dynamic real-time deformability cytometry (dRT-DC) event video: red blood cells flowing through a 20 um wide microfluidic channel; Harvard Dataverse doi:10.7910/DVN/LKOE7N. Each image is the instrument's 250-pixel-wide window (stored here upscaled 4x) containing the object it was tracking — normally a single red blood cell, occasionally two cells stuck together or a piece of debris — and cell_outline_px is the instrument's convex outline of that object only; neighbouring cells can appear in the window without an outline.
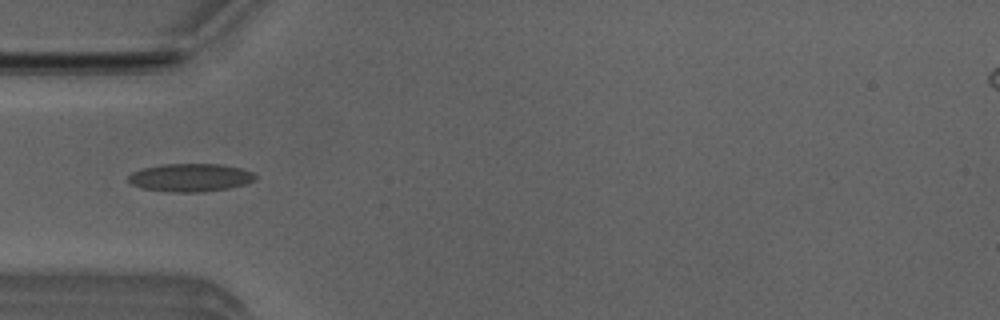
{"species": "Egyptian fruit bat (a non-hibernating species)", "species_latin": "Rousettus aegyptiacus", "temperature_condition": "room temperature", "stored_images_in_passage": 8, "camera_frame_rate_fps": 3000, "um_per_image_px": 0.085, "animal": {"sex": "male"}, "frame": {"image": 1, "passage_image": 5, "time_ms": 1.333, "image_size_px": [1000, 320], "cell_outline_px": [[256, 180], [244, 184], [228, 188], [200, 192], [176, 192], [140, 188], [132, 184], [128, 180], [128, 176], [132, 172], [140, 168], [164, 164], [220, 164], [240, 168], [252, 172], [256, 176]], "centroid_in_image_um": [16.16, 15.09], "position_along_channel_um": 68.8, "area_um2": 20.69}}
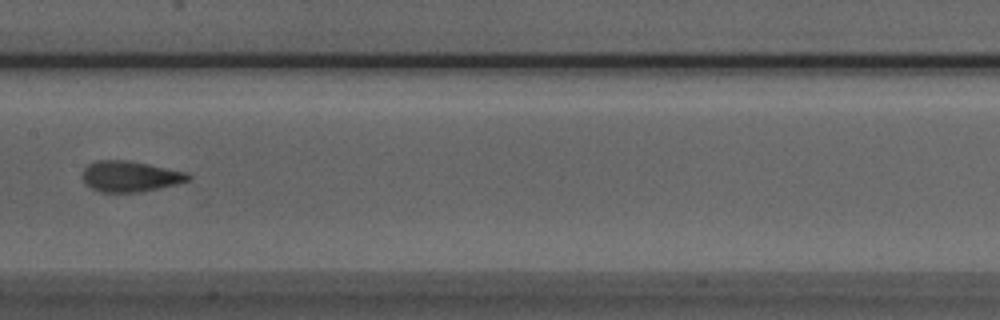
{"frame": {"image": 2, "passage_image": 8, "time_ms": 2.333, "image_size_px": [1000, 320], "cell_outline_px": [[192, 180], [160, 188], [140, 192], [100, 192], [92, 188], [80, 176], [84, 168], [88, 164], [96, 160], [128, 160], [188, 172], [192, 176]], "centroid_in_image_um": [11.08, 14.98], "position_along_channel_um": 196.3, "area_um2": 19.13}}